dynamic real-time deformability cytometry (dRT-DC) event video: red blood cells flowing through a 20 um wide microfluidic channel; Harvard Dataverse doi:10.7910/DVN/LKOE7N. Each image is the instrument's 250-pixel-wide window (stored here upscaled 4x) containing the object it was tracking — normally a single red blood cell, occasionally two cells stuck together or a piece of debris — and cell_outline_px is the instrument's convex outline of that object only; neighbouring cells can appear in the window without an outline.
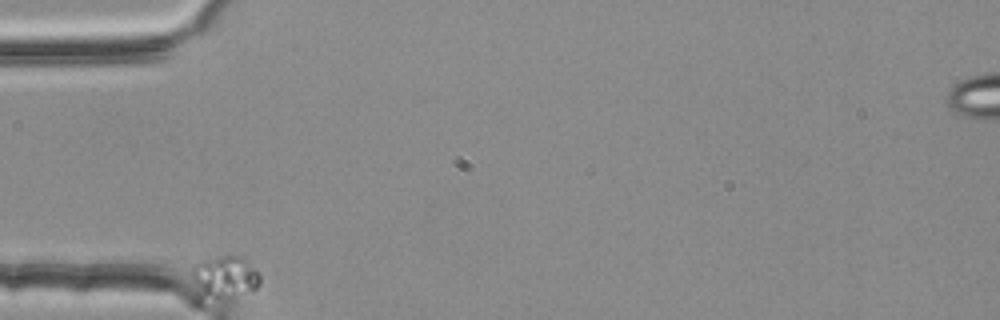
{"species": "common noctule bat (a hibernating species)", "species_latin": "Nyctalus noctula", "temperature_condition": "room temperature", "stored_images_in_passage": 41, "camera_frame_rate_fps": 3000, "um_per_image_px": 0.085, "animal": {"sex": "female", "body_mass_g": 25.1}, "frame": {"image": 1, "passage_image": 1, "time_ms": 0.0, "image_size_px": [1000, 320], "cell_outline_px": [[260, 284], [256, 288], [232, 300], [196, 300], [192, 280], [192, 268], [196, 264], [204, 260], [228, 252], [232, 252], [244, 256], [260, 276]], "centroid_in_image_um": [19.04, 23.6], "position_along_channel_um": 66.0, "area_um2": 18.38}}